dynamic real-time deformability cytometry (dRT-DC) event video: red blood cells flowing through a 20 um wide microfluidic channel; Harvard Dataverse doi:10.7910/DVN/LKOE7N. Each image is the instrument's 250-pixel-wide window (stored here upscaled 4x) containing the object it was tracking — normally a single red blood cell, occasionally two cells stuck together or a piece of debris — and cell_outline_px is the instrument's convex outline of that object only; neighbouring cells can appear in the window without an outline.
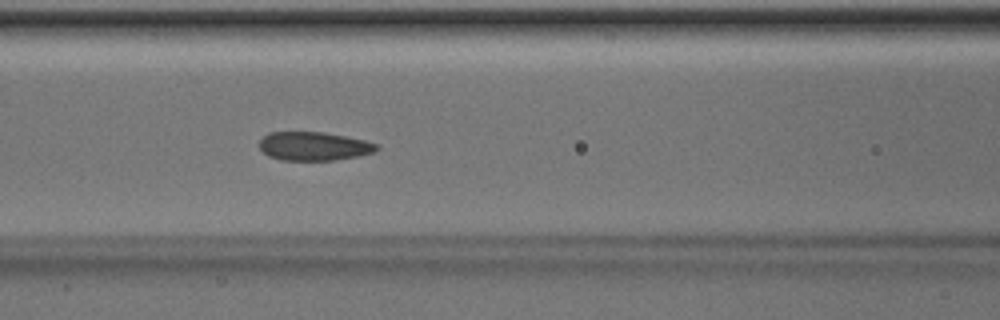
{"species": "Egyptian fruit bat (a non-hibernating species)", "species_latin": "Rousettus aegyptiacus", "temperature_condition": "room temperature", "stored_images_in_passage": 47, "camera_frame_rate_fps": 3000, "um_per_image_px": 0.085, "animal": {"sex": "male"}, "frame": {"image": 1, "passage_image": 17, "time_ms": 5.333, "image_size_px": [1000, 320], "cell_outline_px": [[380, 148], [376, 152], [360, 156], [332, 160], [280, 160], [268, 156], [260, 148], [260, 140], [268, 132], [324, 132], [364, 140], [380, 144]], "centroid_in_image_um": [26.72, 12.43], "position_along_channel_um": 139.9, "area_um2": 19.71}}
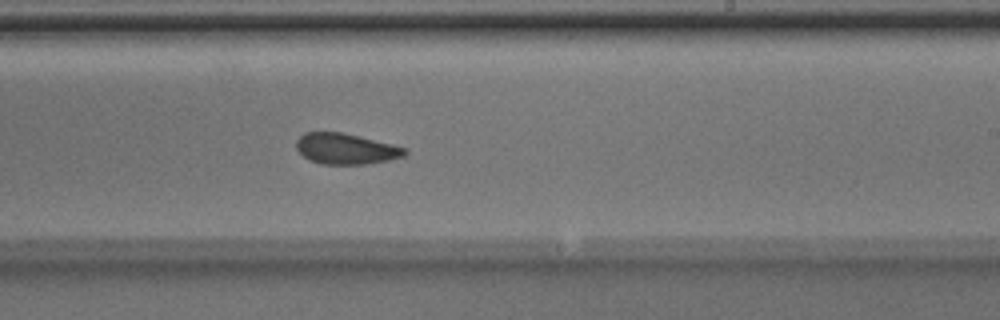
{"frame": {"image": 2, "passage_image": 26, "time_ms": 8.333, "image_size_px": [1000, 320], "cell_outline_px": [[408, 152], [404, 156], [388, 160], [368, 164], [320, 164], [308, 160], [296, 148], [296, 140], [304, 132], [344, 132], [408, 148]], "centroid_in_image_um": [29.4, 12.64], "position_along_channel_um": 259.6, "area_um2": 19.65}}
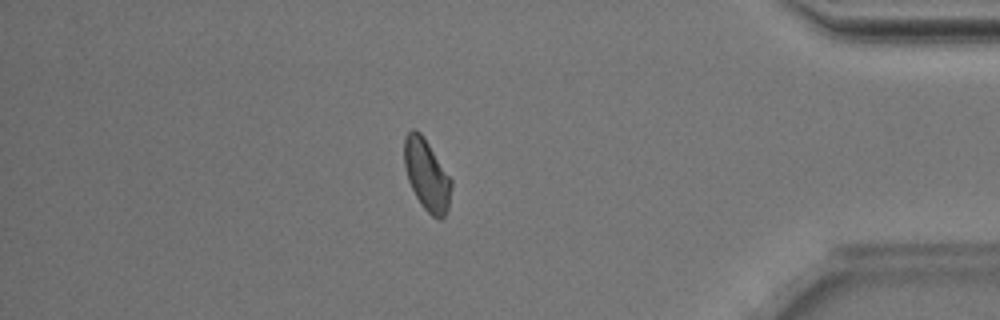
{"frame": {"image": 3, "passage_image": 39, "time_ms": 12.667, "image_size_px": [1000, 320], "cell_outline_px": [[452, 184], [448, 208], [444, 216], [440, 220], [432, 216], [424, 208], [416, 196], [408, 180], [404, 168], [404, 140], [408, 132], [412, 128], [416, 128], [420, 132], [452, 180]], "centroid_in_image_um": [36.26, 14.86], "position_along_channel_um": 398.9, "area_um2": 19.31}, "authors_computed_cell_mechanics": {"area_um2": 19.941, "velocity_mm_per_s": 4.0086, "shape_relaxation_time_tau1_ms": 7.7218, "shape_relaxation_time_tau2_ms": 1.6513, "deformation_change_tau1": 0.1348, "deformation_change_tau2": 0.0656}}